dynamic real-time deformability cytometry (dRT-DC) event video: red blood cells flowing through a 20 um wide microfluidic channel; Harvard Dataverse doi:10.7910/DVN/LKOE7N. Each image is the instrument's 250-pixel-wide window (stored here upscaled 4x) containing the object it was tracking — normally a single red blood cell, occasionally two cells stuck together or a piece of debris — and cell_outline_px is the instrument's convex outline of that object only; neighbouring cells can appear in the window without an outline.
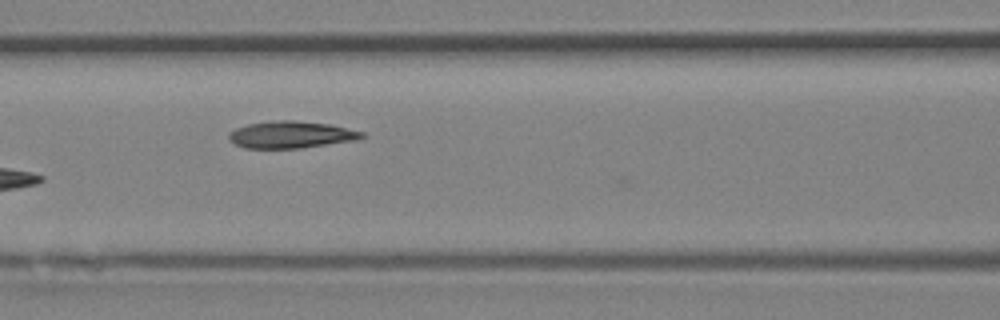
{"species": "Egyptian fruit bat (a non-hibernating species)", "species_latin": "Rousettus aegyptiacus", "temperature_condition": "room temperature", "stored_images_in_passage": 5, "camera_frame_rate_fps": 3000, "um_per_image_px": 0.085, "animal": {"sex": "female"}, "frame": {"image": 1, "passage_image": 5, "time_ms": 1.333, "image_size_px": [1000, 320], "cell_outline_px": [[368, 136], [356, 140], [300, 148], [244, 148], [228, 140], [228, 132], [236, 128], [248, 124], [280, 120], [292, 120], [328, 124], [364, 132]], "centroid_in_image_um": [24.73, 11.45], "position_along_channel_um": 141.9, "area_um2": 20.81}}